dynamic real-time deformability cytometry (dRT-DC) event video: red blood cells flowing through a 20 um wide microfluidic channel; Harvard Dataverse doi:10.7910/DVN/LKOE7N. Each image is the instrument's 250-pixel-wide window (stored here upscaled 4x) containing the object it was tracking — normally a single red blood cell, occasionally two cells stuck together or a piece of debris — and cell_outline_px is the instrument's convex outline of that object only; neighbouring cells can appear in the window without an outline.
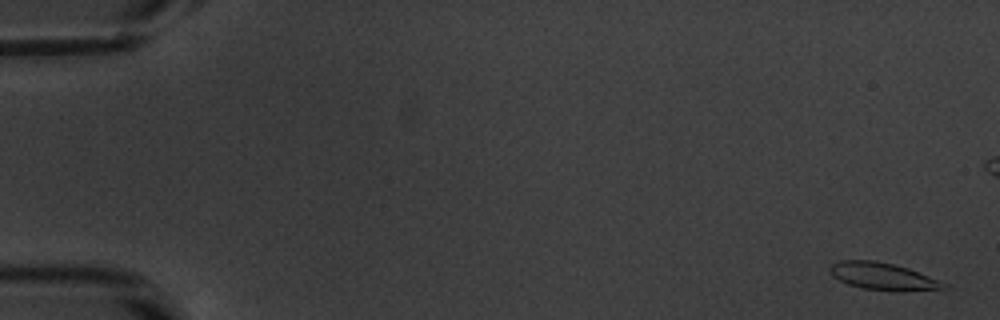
{"species": "common noctule bat (a hibernating species)", "species_latin": "Nyctalus noctula", "temperature_condition": "warm", "stored_images_in_passage": 55, "camera_frame_rate_fps": 3000, "um_per_image_px": 0.085, "animal": {"sex": "male", "body_mass_g": 20.1, "forearm_length_mm": 53.5}, "frame": {"image": 1, "passage_image": 2, "time_ms": 0.333, "image_size_px": [1000, 320], "cell_outline_px": [[952, 288], [900, 292], [864, 288], [848, 284], [832, 276], [828, 268], [832, 264], [840, 260], [876, 260], [908, 268], [948, 284]], "centroid_in_image_um": [75.07, 23.5], "position_along_channel_um": 9.9, "area_um2": 18.15}}
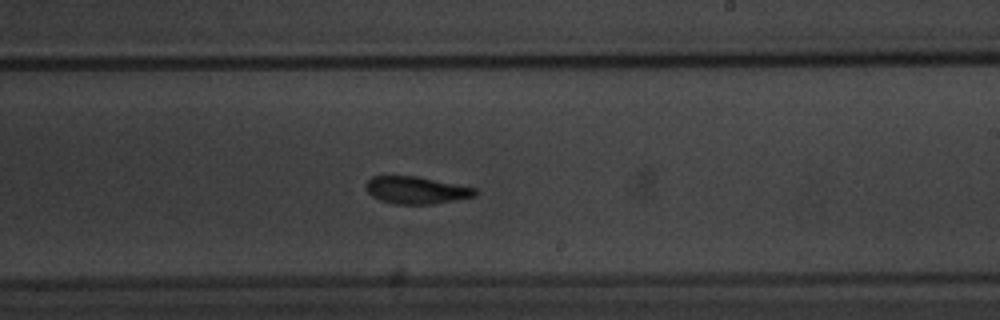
{"frame": {"image": 2, "passage_image": 33, "time_ms": 10.667, "image_size_px": [1000, 320], "cell_outline_px": [[476, 196], [456, 200], [432, 204], [396, 204], [380, 200], [372, 196], [368, 192], [364, 184], [372, 176], [416, 176], [476, 188]], "centroid_in_image_um": [35.36, 16.16], "position_along_channel_um": 253.6, "area_um2": 17.28}}
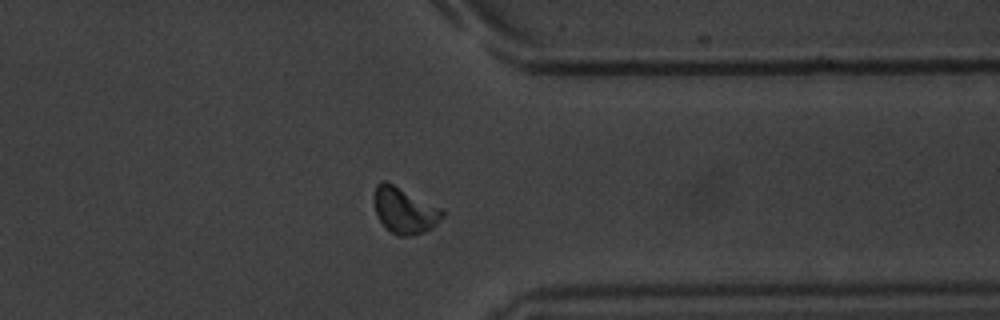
{"frame": {"image": 3, "passage_image": 43, "time_ms": 14.0, "image_size_px": [1000, 320], "cell_outline_px": [[444, 216], [432, 228], [424, 232], [412, 236], [400, 236], [392, 232], [380, 220], [376, 212], [372, 200], [372, 196], [376, 184], [380, 180], [388, 180], [444, 208]], "centroid_in_image_um": [34.39, 17.82], "position_along_channel_um": 377.0, "area_um2": 18.96}, "authors_computed_cell_mechanics": {"area_um2": 17.8024, "velocity_mm_per_s": 3.8067, "shape_relaxation_time_tau1_ms": 4.5138, "shape_relaxation_time_tau2_ms": 1.9164, "deformation_change_tau1": 0.1467, "deformation_change_tau2": 0.0821}}